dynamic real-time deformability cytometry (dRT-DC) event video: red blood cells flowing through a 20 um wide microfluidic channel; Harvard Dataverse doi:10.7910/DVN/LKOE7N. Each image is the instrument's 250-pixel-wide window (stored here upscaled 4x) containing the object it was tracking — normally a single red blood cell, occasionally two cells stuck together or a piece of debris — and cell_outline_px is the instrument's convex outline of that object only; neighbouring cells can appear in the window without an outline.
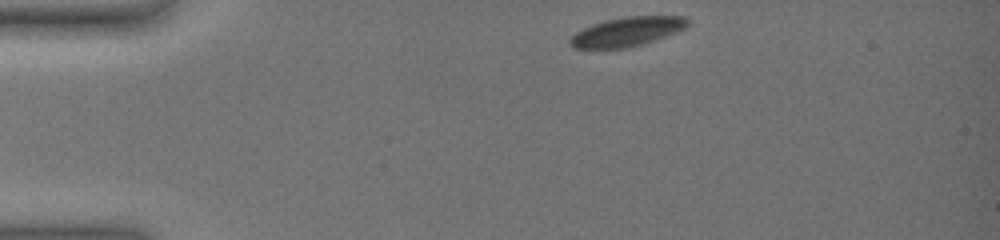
{"species": "common noctule bat (a hibernating species)", "species_latin": "Nyctalus noctula", "temperature_condition": "warm", "stored_images_in_passage": 43, "camera_frame_rate_fps": 3000, "um_per_image_px": 0.085, "animal": {"sex": "female", "body_mass_g": 19.0, "forearm_length_mm": 51.5}, "frame": {"image": 1, "passage_image": 1, "time_ms": 0.0, "image_size_px": [1000, 240], "cell_outline_px": [[688, 24], [684, 28], [676, 32], [656, 40], [644, 44], [628, 48], [572, 48], [568, 44], [568, 40], [576, 32], [592, 24], [604, 20], [628, 16], [684, 16], [688, 20]], "centroid_in_image_um": [53.28, 2.7], "position_along_channel_um": 31.7, "area_um2": 20.06}}
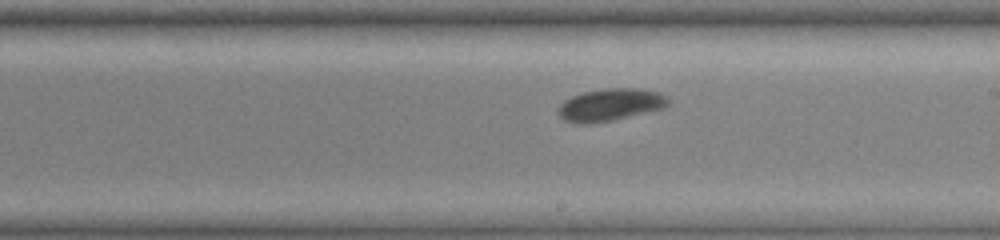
{"frame": {"image": 2, "passage_image": 24, "time_ms": 7.667, "image_size_px": [1000, 240], "cell_outline_px": [[672, 100], [664, 108], [612, 120], [580, 124], [564, 120], [556, 112], [556, 108], [564, 100], [572, 96], [584, 92], [604, 88], [640, 88], [660, 92], [668, 96]], "centroid_in_image_um": [51.89, 8.88], "position_along_channel_um": 237.1, "area_um2": 20.87}}
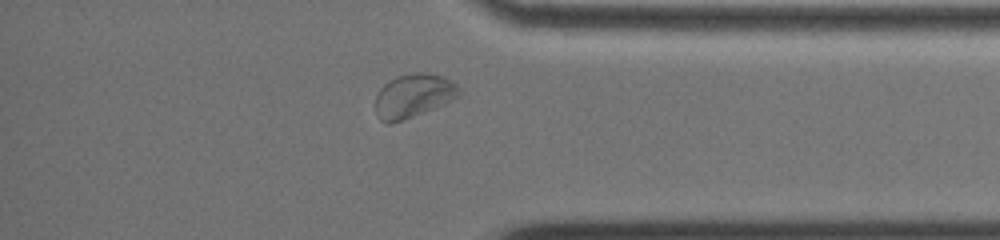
{"frame": {"image": 3, "passage_image": 38, "time_ms": 12.333, "image_size_px": [1000, 240], "cell_outline_px": [[460, 96], [444, 104], [412, 116], [388, 124], [380, 120], [376, 112], [376, 96], [380, 88], [388, 80], [396, 76], [412, 72], [428, 72], [452, 80], [460, 88]], "centroid_in_image_um": [35.14, 8.11], "position_along_channel_um": 400.1, "area_um2": 21.27}, "authors_computed_cell_mechanics": {"area_um2": 20.8658, "velocity_mm_per_s": 3.4988, "shape_relaxation_time_tau1_ms": 3.7547, "shape_relaxation_time_tau2_ms": null, "deformation_change_tau1": 0.0934, "deformation_change_tau2": null}}